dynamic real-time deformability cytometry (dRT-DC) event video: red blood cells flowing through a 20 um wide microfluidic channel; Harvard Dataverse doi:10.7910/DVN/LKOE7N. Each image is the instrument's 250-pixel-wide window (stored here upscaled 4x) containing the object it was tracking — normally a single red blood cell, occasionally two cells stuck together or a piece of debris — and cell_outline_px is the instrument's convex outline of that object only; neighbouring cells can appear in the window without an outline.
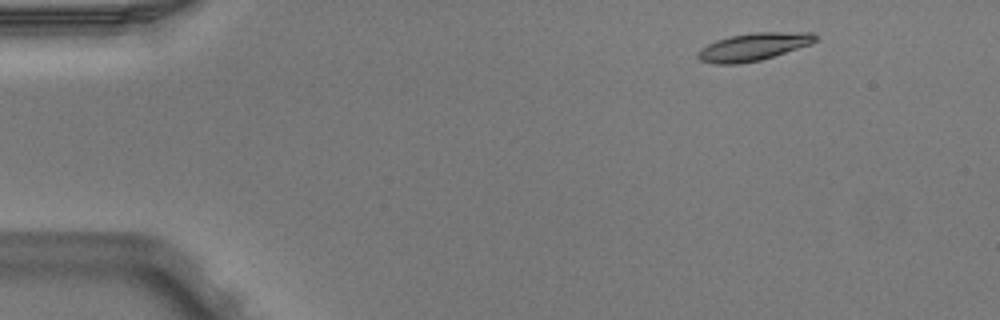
{"species": "Egyptian fruit bat (a non-hibernating species)", "species_latin": "Rousettus aegyptiacus", "temperature_condition": "warm", "stored_images_in_passage": 4, "camera_frame_rate_fps": 3000, "um_per_image_px": 0.085, "animal": {"sex": "male"}, "frame": {"image": 1, "passage_image": 2, "time_ms": 0.333, "image_size_px": [1000, 320], "cell_outline_px": [[816, 40], [812, 44], [760, 60], [740, 64], [716, 64], [700, 60], [696, 56], [696, 52], [700, 48], [716, 40], [732, 36], [752, 32], [812, 32], [816, 36]], "centroid_in_image_um": [64.02, 3.98], "position_along_channel_um": 21.0, "area_um2": 18.96}}